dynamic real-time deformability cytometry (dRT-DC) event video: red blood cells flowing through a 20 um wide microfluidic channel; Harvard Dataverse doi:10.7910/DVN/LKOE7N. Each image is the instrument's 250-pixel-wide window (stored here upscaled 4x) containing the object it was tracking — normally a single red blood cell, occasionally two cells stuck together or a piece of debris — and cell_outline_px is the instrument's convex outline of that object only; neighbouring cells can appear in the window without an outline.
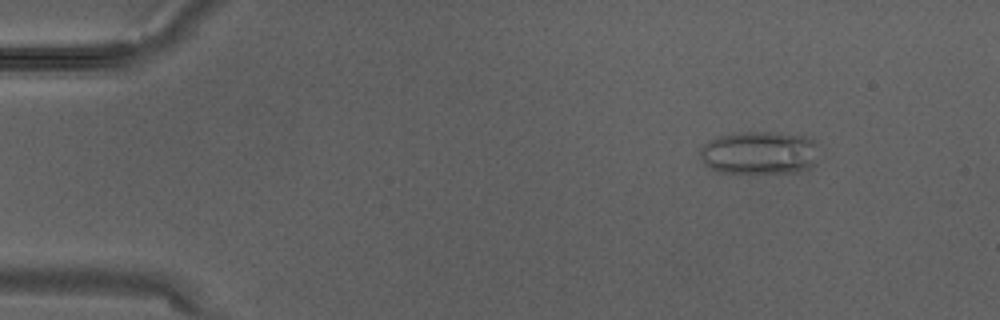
{"species": "Egyptian fruit bat (a non-hibernating species)", "species_latin": "Rousettus aegyptiacus", "temperature_condition": "warm", "stored_images_in_passage": 3, "camera_frame_rate_fps": 3000, "um_per_image_px": 0.085, "animal": {"sex": "male"}, "frame": {"image": 1, "passage_image": 1, "time_ms": 0.0, "image_size_px": [1000, 320], "cell_outline_px": [[816, 144], [812, 164], [808, 168], [796, 172], [720, 172], [704, 164], [700, 156], [700, 148], [708, 140], [716, 136], [732, 132], [776, 132], [808, 136]], "centroid_in_image_um": [64.47, 12.95], "position_along_channel_um": 20.5, "area_um2": 29.65}}